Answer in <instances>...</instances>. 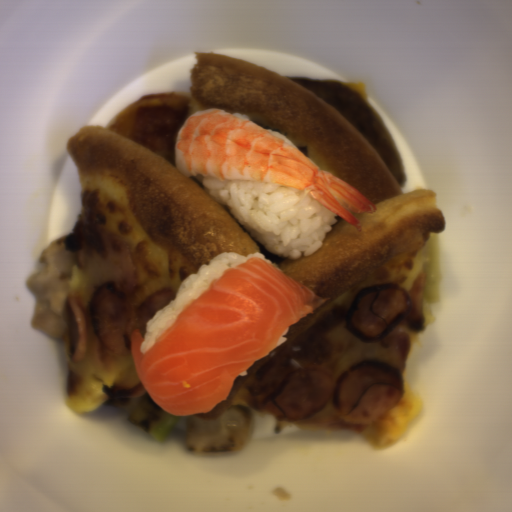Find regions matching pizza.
Masks as SVG:
<instances>
[{
  "instance_id": "pizza-4",
  "label": "pizza",
  "mask_w": 512,
  "mask_h": 512,
  "mask_svg": "<svg viewBox=\"0 0 512 512\" xmlns=\"http://www.w3.org/2000/svg\"><path fill=\"white\" fill-rule=\"evenodd\" d=\"M395 331L405 332V333L409 334V337H410L411 346H410L407 358L405 360L403 369L400 372L403 383H405L407 385L408 376H409V370H410V364H411V358H412L414 331L409 330L407 328L399 327V326L396 328Z\"/></svg>"
},
{
  "instance_id": "pizza-2",
  "label": "pizza",
  "mask_w": 512,
  "mask_h": 512,
  "mask_svg": "<svg viewBox=\"0 0 512 512\" xmlns=\"http://www.w3.org/2000/svg\"><path fill=\"white\" fill-rule=\"evenodd\" d=\"M75 263L70 300L82 314L85 345L83 358L66 354V405L78 414L94 412L115 403L140 401L148 393L141 383L131 351L114 354L95 332L89 298L99 288Z\"/></svg>"
},
{
  "instance_id": "pizza-3",
  "label": "pizza",
  "mask_w": 512,
  "mask_h": 512,
  "mask_svg": "<svg viewBox=\"0 0 512 512\" xmlns=\"http://www.w3.org/2000/svg\"><path fill=\"white\" fill-rule=\"evenodd\" d=\"M272 419L273 434H278L286 428H311L365 435V424H351L343 420L336 406L331 403L317 413L300 421L289 420L287 417L277 419L273 415Z\"/></svg>"
},
{
  "instance_id": "pizza-1",
  "label": "pizza",
  "mask_w": 512,
  "mask_h": 512,
  "mask_svg": "<svg viewBox=\"0 0 512 512\" xmlns=\"http://www.w3.org/2000/svg\"><path fill=\"white\" fill-rule=\"evenodd\" d=\"M220 108L250 116L281 132L320 169L344 180L378 208L353 212L361 234L342 218L322 248L290 260L251 238L230 210L214 201L195 177L175 164V137L195 111ZM66 150L80 176L81 221L125 238L133 274L131 308L161 288L177 297L191 274L223 252L262 254L278 269L327 299L283 336L287 340L236 377L227 399L202 421L220 420L229 408L247 407L259 369L279 350L329 313L351 306L372 283H390L407 297L424 278L427 245L447 229L434 190L402 189L391 171L349 121L302 85L256 64L197 52L190 91L153 93L126 104L108 127L78 130Z\"/></svg>"
}]
</instances>
